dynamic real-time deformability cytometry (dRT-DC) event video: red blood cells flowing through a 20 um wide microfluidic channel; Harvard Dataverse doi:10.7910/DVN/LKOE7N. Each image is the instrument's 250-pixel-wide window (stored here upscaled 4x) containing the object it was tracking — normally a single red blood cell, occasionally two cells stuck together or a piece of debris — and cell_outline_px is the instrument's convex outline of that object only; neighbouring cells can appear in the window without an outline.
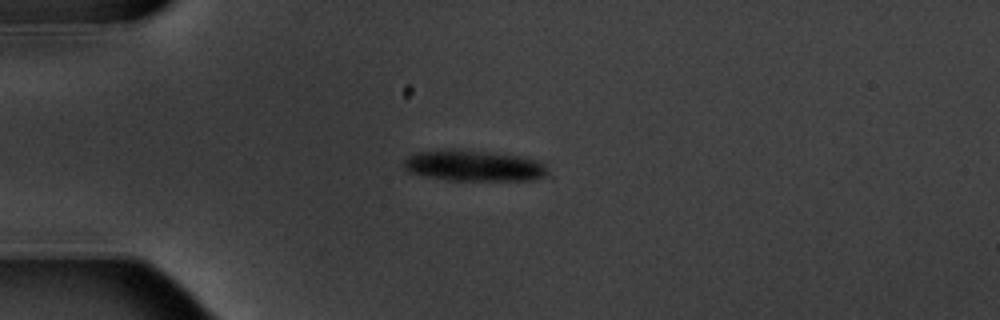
{"species": "common noctule bat (a hibernating species)", "species_latin": "Nyctalus noctula", "temperature_condition": "warm", "stored_images_in_passage": 4, "camera_frame_rate_fps": 3000, "um_per_image_px": 0.085, "animal": {"sex": "male", "body_mass_g": 20.1, "forearm_length_mm": 53.5}, "frame": {"image": 1, "passage_image": 1, "time_ms": 0.0, "image_size_px": [1000, 320], "cell_outline_px": [[548, 172], [544, 176], [532, 180], [448, 180], [408, 172], [404, 168], [404, 160], [408, 156], [416, 152], [488, 152], [520, 156], [540, 160], [548, 168]], "centroid_in_image_um": [40.36, 14.12], "position_along_channel_um": 44.6, "area_um2": 25.03}}
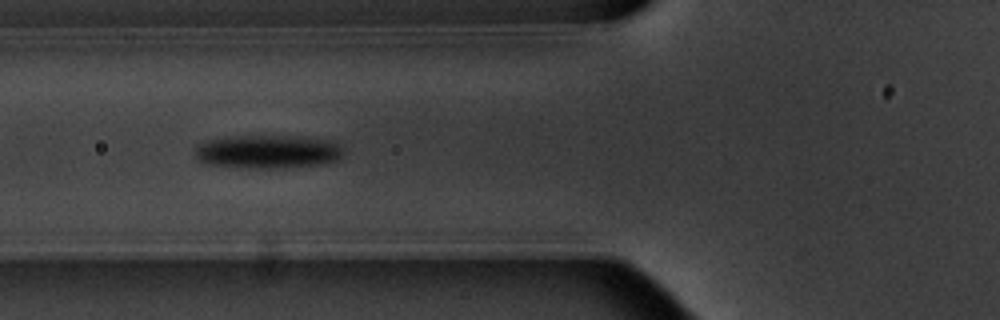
{"frame": {"image": 2, "passage_image": 3, "time_ms": 2.333, "image_size_px": [1000, 320], "cell_outline_px": [[344, 156], [336, 160], [324, 164], [272, 168], [248, 168], [208, 164], [200, 160], [196, 156], [196, 148], [200, 144], [212, 140], [240, 136], [300, 136], [328, 140], [340, 144], [344, 148]], "centroid_in_image_um": [22.87, 12.89], "position_along_channel_um": 102.9, "area_um2": 28.73}}